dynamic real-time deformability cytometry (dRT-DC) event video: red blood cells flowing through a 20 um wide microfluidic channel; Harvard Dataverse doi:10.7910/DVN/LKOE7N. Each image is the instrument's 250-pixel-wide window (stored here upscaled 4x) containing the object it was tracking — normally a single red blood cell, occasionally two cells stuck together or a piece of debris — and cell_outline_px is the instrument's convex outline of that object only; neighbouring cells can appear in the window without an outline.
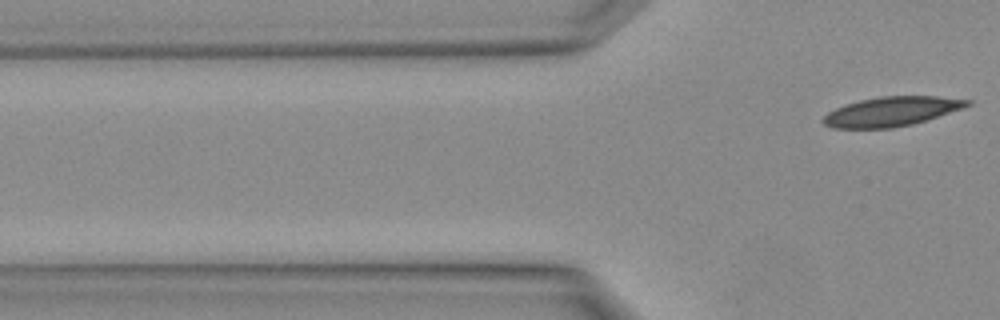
{"species": "Egyptian fruit bat (a non-hibernating species)", "species_latin": "Rousettus aegyptiacus", "temperature_condition": "warm", "stored_images_in_passage": 2, "camera_frame_rate_fps": 3000, "um_per_image_px": 0.085, "animal": {"sex": "female"}, "frame": {"image": 1, "passage_image": 2, "time_ms": 0.333, "image_size_px": [1000, 320], "cell_outline_px": [[972, 104], [964, 108], [912, 124], [892, 128], [832, 128], [824, 124], [820, 120], [828, 112], [844, 104], [860, 100], [880, 96], [936, 96], [972, 100]], "centroid_in_image_um": [75.77, 9.47], "position_along_channel_um": 50.0, "area_um2": 24.74}}